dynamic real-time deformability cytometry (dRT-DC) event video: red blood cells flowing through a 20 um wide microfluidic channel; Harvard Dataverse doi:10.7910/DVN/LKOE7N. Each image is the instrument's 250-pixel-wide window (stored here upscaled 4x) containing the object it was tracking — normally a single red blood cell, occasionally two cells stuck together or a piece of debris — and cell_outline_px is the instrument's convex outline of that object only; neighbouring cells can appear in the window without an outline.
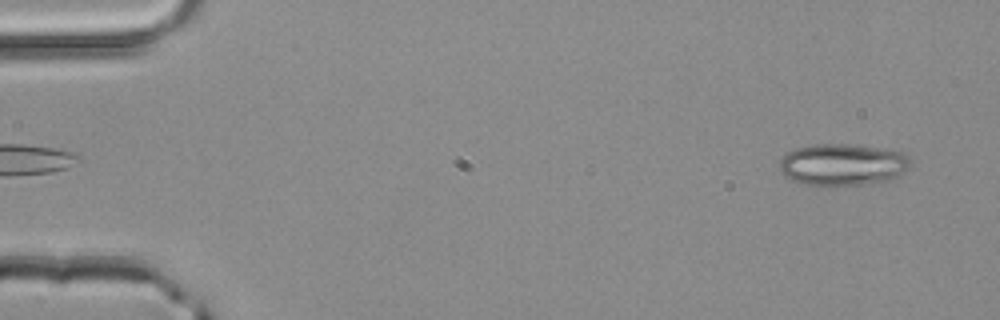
{"species": "common noctule bat (a hibernating species)", "species_latin": "Nyctalus noctula", "temperature_condition": "room temperature", "stored_images_in_passage": 4, "segment_of_instrument_passage": [2, 2], "camera_frame_rate_fps": 3000, "um_per_image_px": 0.085, "animal": {"sex": "male", "body_mass_g": 20.4}, "frame": {"image": 1, "passage_image": 4, "time_ms": 1.0, "image_size_px": [1000, 320], "cell_outline_px": [[912, 156], [908, 168], [900, 176], [892, 180], [864, 184], [828, 188], [804, 184], [792, 180], [784, 176], [780, 168], [780, 160], [788, 152], [796, 148], [816, 144], [848, 144], [900, 148]], "centroid_in_image_um": [71.73, 14.0], "position_along_channel_um": 13.3, "area_um2": 33.29}}